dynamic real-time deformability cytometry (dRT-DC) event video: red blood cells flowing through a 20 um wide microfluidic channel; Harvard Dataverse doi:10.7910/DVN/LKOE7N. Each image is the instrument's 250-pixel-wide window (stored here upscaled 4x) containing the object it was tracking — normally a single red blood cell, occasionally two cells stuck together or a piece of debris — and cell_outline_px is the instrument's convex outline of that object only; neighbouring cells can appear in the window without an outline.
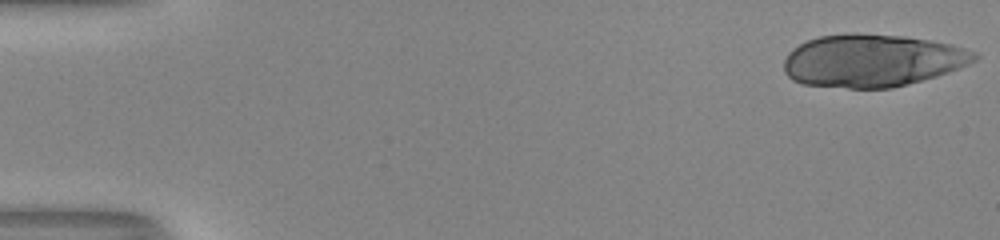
{"species": "human", "species_latin": "Homo sapiens", "temperature_condition": "room temperature", "stored_images_in_passage": 52, "camera_frame_rate_fps": 3000, "um_per_image_px": 0.085, "donor": {"sex": "male"}, "frame": {"image": 1, "passage_image": 1, "time_ms": 0.0, "image_size_px": [1000, 240], "cell_outline_px": [[980, 56], [976, 60], [960, 68], [936, 76], [908, 84], [892, 88], [848, 88], [804, 84], [792, 80], [784, 72], [784, 60], [788, 52], [792, 48], [808, 40], [820, 36], [852, 32], [856, 32], [904, 36], [932, 40], [952, 44], [976, 52]], "centroid_in_image_um": [74.14, 5.13], "position_along_channel_um": 10.9, "area_um2": 58.84}}
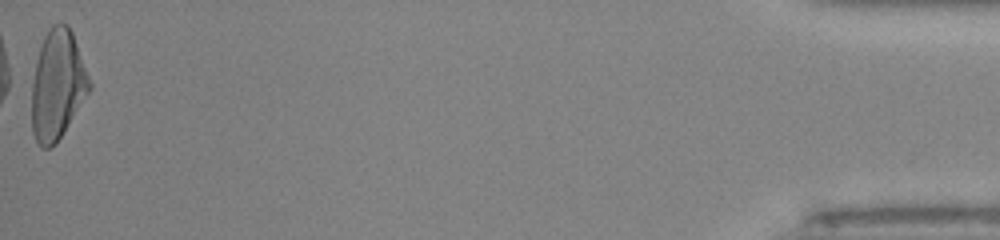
{"frame": {"image": 2, "passage_image": 52, "time_ms": 17.0, "image_size_px": [1000, 240], "cell_outline_px": [[92, 88], [56, 144], [48, 148], [40, 148], [36, 144], [32, 132], [32, 84], [36, 60], [40, 44], [48, 28], [52, 24], [68, 24], [72, 32], [92, 84]], "centroid_in_image_um": [4.87, 7.24], "position_along_channel_um": 430.3, "area_um2": 36.99}, "authors_computed_cell_mechanics": {"area_um2": 36.992, "velocity_mm_per_s": 4.09, "shape_relaxation_time_tau1_ms": 6.6729, "shape_relaxation_time_tau2_ms": 0.906, "deformation_change_tau1": 0.3007, "deformation_change_tau2": 0.074}}